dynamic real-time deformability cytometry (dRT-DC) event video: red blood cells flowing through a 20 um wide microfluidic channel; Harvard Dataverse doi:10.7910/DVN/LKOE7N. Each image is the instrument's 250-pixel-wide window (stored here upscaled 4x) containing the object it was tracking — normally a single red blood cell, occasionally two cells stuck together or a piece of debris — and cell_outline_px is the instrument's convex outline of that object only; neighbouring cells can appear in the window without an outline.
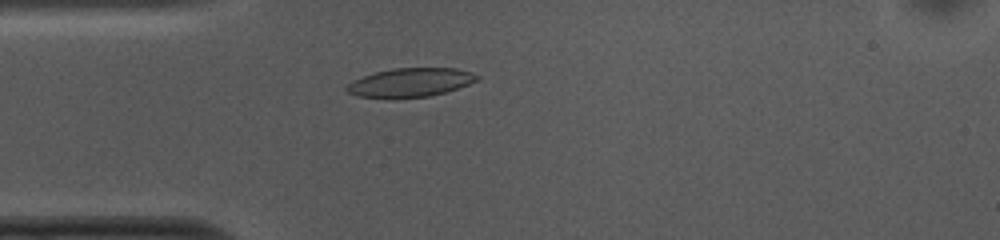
{"species": "common noctule bat (a hibernating species)", "species_latin": "Nyctalus noctula", "temperature_condition": "cold", "stored_images_in_passage": 49, "camera_frame_rate_fps": 3000, "um_per_image_px": 0.085, "animal": {"sex": "female", "body_mass_g": 10.0, "forearm_length_mm": 53.1}, "frame": {"image": 1, "passage_image": 10, "time_ms": 3.0, "image_size_px": [1000, 240], "cell_outline_px": [[480, 80], [444, 92], [428, 96], [356, 96], [348, 92], [344, 88], [352, 80], [376, 72], [392, 68], [456, 68], [472, 72], [480, 76]], "centroid_in_image_um": [34.92, 6.97], "position_along_channel_um": 50.1, "area_um2": 21.27}}
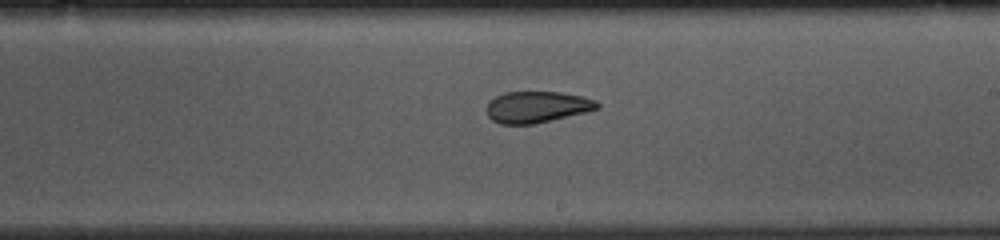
{"frame": {"image": 2, "passage_image": 26, "time_ms": 8.333, "image_size_px": [1000, 240], "cell_outline_px": [[600, 108], [536, 124], [500, 124], [492, 120], [488, 116], [484, 108], [488, 100], [504, 92], [560, 92], [580, 96], [596, 100], [600, 104]], "centroid_in_image_um": [45.58, 9.09], "position_along_channel_um": 243.4, "area_um2": 20.4}}
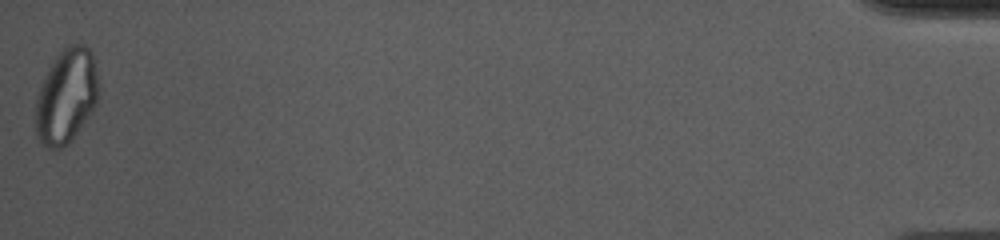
{"frame": {"image": 3, "passage_image": 49, "time_ms": 16.0, "image_size_px": [1000, 240], "cell_outline_px": [[96, 104], [72, 140], [68, 144], [60, 148], [48, 148], [36, 136], [36, 100], [40, 88], [48, 68], [56, 56], [68, 44], [84, 44], [88, 48], [92, 56], [96, 72]], "centroid_in_image_um": [5.61, 8.18], "position_along_channel_um": 429.6, "area_um2": 33.93}, "authors_computed_cell_mechanics": {"area_um2": 21.964, "velocity_mm_per_s": 3.739, "shape_relaxation_time_tau1_ms": null, "shape_relaxation_time_tau2_ms": 2.6307, "deformation_change_tau1": null, "deformation_change_tau2": 0.0836}}